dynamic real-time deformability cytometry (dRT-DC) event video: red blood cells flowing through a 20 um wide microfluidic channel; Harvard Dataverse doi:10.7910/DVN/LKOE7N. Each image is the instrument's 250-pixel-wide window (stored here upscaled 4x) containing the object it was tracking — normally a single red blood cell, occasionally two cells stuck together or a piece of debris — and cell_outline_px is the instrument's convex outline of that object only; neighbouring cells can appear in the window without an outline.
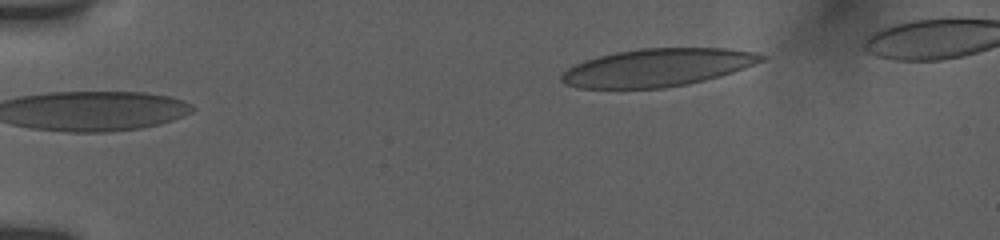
{"species": "human", "species_latin": "Homo sapiens", "temperature_condition": "room temperature", "stored_images_in_passage": 20, "camera_frame_rate_fps": 3000, "um_per_image_px": 0.085, "donor": {"sex": "female"}, "frame": {"image": 1, "passage_image": 1, "time_ms": 0.0, "image_size_px": [1000, 240], "cell_outline_px": [[768, 56], [764, 60], [732, 72], [720, 76], [688, 84], [664, 88], [580, 88], [568, 84], [560, 80], [560, 76], [568, 68], [576, 64], [600, 56], [616, 52], [644, 48], [728, 48], [756, 52]], "centroid_in_image_um": [55.92, 5.74], "position_along_channel_um": 29.1, "area_um2": 43.7}}
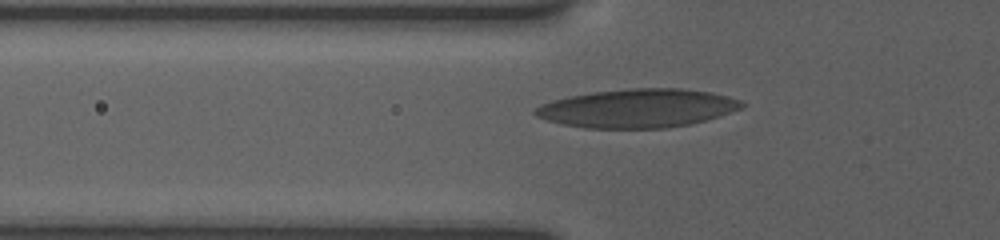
{"frame": {"image": 2, "passage_image": 14, "time_ms": 3.333, "image_size_px": [1000, 240], "cell_outline_px": [[744, 104], [740, 108], [720, 116], [688, 124], [664, 128], [584, 128], [560, 124], [536, 116], [532, 112], [540, 104], [552, 100], [568, 96], [592, 92], [628, 88], [680, 88], [712, 92], [740, 100]], "centroid_in_image_um": [54.15, 9.2], "position_along_channel_um": 71.7, "area_um2": 46.41}}
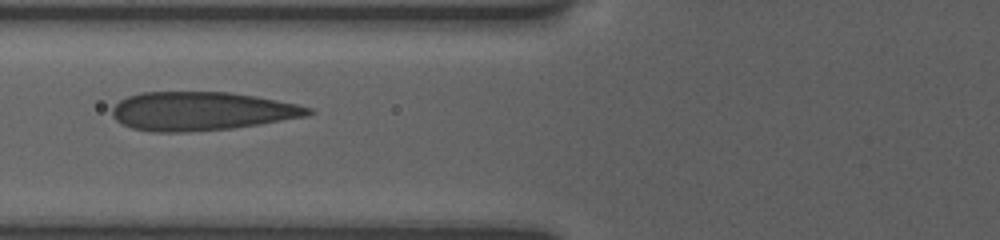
{"frame": {"image": 3, "passage_image": 19, "time_ms": 4.333, "image_size_px": [1000, 240], "cell_outline_px": [[316, 112], [308, 116], [232, 128], [188, 132], [156, 132], [132, 128], [116, 120], [112, 116], [112, 108], [120, 100], [128, 96], [140, 92], [232, 92], [256, 96], [296, 104], [312, 108]], "centroid_in_image_um": [17.13, 9.44], "position_along_channel_um": 108.7, "area_um2": 44.1}}